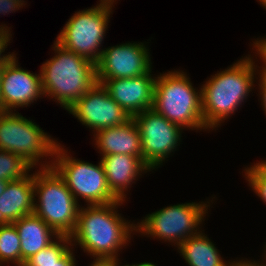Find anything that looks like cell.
<instances>
[{
	"label": "cell",
	"instance_id": "9a60e30c",
	"mask_svg": "<svg viewBox=\"0 0 266 266\" xmlns=\"http://www.w3.org/2000/svg\"><path fill=\"white\" fill-rule=\"evenodd\" d=\"M100 159L108 188L118 200L124 202L127 189L138 180L139 175L152 171L140 157L134 155L113 154Z\"/></svg>",
	"mask_w": 266,
	"mask_h": 266
},
{
	"label": "cell",
	"instance_id": "83f0119b",
	"mask_svg": "<svg viewBox=\"0 0 266 266\" xmlns=\"http://www.w3.org/2000/svg\"><path fill=\"white\" fill-rule=\"evenodd\" d=\"M73 247L53 266H76Z\"/></svg>",
	"mask_w": 266,
	"mask_h": 266
},
{
	"label": "cell",
	"instance_id": "74e56055",
	"mask_svg": "<svg viewBox=\"0 0 266 266\" xmlns=\"http://www.w3.org/2000/svg\"><path fill=\"white\" fill-rule=\"evenodd\" d=\"M16 1H18V2H20L22 5H26L27 3L24 1V0H16ZM25 3V4H24Z\"/></svg>",
	"mask_w": 266,
	"mask_h": 266
},
{
	"label": "cell",
	"instance_id": "8fae6325",
	"mask_svg": "<svg viewBox=\"0 0 266 266\" xmlns=\"http://www.w3.org/2000/svg\"><path fill=\"white\" fill-rule=\"evenodd\" d=\"M86 128L96 133L100 129L119 126L131 117L115 102L101 83H95L68 110Z\"/></svg>",
	"mask_w": 266,
	"mask_h": 266
},
{
	"label": "cell",
	"instance_id": "3957f363",
	"mask_svg": "<svg viewBox=\"0 0 266 266\" xmlns=\"http://www.w3.org/2000/svg\"><path fill=\"white\" fill-rule=\"evenodd\" d=\"M54 55L40 67L44 96L68 110L95 84L96 64L53 43Z\"/></svg>",
	"mask_w": 266,
	"mask_h": 266
},
{
	"label": "cell",
	"instance_id": "8992f818",
	"mask_svg": "<svg viewBox=\"0 0 266 266\" xmlns=\"http://www.w3.org/2000/svg\"><path fill=\"white\" fill-rule=\"evenodd\" d=\"M57 143L55 138L19 112H0V149L18 155L32 168L52 167L53 159L48 162L47 158H53Z\"/></svg>",
	"mask_w": 266,
	"mask_h": 266
},
{
	"label": "cell",
	"instance_id": "ac0fdd59",
	"mask_svg": "<svg viewBox=\"0 0 266 266\" xmlns=\"http://www.w3.org/2000/svg\"><path fill=\"white\" fill-rule=\"evenodd\" d=\"M13 224L21 241V266H24L29 258L47 247L59 236L34 213L23 216Z\"/></svg>",
	"mask_w": 266,
	"mask_h": 266
},
{
	"label": "cell",
	"instance_id": "6da1fadb",
	"mask_svg": "<svg viewBox=\"0 0 266 266\" xmlns=\"http://www.w3.org/2000/svg\"><path fill=\"white\" fill-rule=\"evenodd\" d=\"M123 202L80 206L75 230L70 235L72 246L79 245L93 259H118L117 253L130 243L131 233H136V224L118 213Z\"/></svg>",
	"mask_w": 266,
	"mask_h": 266
},
{
	"label": "cell",
	"instance_id": "d4e9b609",
	"mask_svg": "<svg viewBox=\"0 0 266 266\" xmlns=\"http://www.w3.org/2000/svg\"><path fill=\"white\" fill-rule=\"evenodd\" d=\"M260 39V40H259ZM257 38L255 41H253V46L254 48V53L262 60L263 64L261 67V70H259V74H264L266 75V37L262 38Z\"/></svg>",
	"mask_w": 266,
	"mask_h": 266
},
{
	"label": "cell",
	"instance_id": "30bf717a",
	"mask_svg": "<svg viewBox=\"0 0 266 266\" xmlns=\"http://www.w3.org/2000/svg\"><path fill=\"white\" fill-rule=\"evenodd\" d=\"M132 118L141 137L142 160L151 170L157 169L171 152L177 150L183 128L170 122L153 108Z\"/></svg>",
	"mask_w": 266,
	"mask_h": 266
},
{
	"label": "cell",
	"instance_id": "4dcf8cb0",
	"mask_svg": "<svg viewBox=\"0 0 266 266\" xmlns=\"http://www.w3.org/2000/svg\"><path fill=\"white\" fill-rule=\"evenodd\" d=\"M6 63H0V85H1V79L3 75V71L5 68ZM0 112H2V101H1V94H0Z\"/></svg>",
	"mask_w": 266,
	"mask_h": 266
},
{
	"label": "cell",
	"instance_id": "5bb4252c",
	"mask_svg": "<svg viewBox=\"0 0 266 266\" xmlns=\"http://www.w3.org/2000/svg\"><path fill=\"white\" fill-rule=\"evenodd\" d=\"M151 73L131 78L96 80L132 118L153 108L156 77Z\"/></svg>",
	"mask_w": 266,
	"mask_h": 266
},
{
	"label": "cell",
	"instance_id": "4fadbf2b",
	"mask_svg": "<svg viewBox=\"0 0 266 266\" xmlns=\"http://www.w3.org/2000/svg\"><path fill=\"white\" fill-rule=\"evenodd\" d=\"M16 55L9 60L4 68L0 94L2 112H13L19 107H29V104L44 97L41 74L31 73L19 67Z\"/></svg>",
	"mask_w": 266,
	"mask_h": 266
},
{
	"label": "cell",
	"instance_id": "52a82bcc",
	"mask_svg": "<svg viewBox=\"0 0 266 266\" xmlns=\"http://www.w3.org/2000/svg\"><path fill=\"white\" fill-rule=\"evenodd\" d=\"M174 204L157 210L136 223V234L174 243L178 247L183 241L198 233L205 221L210 201ZM209 205H208V204ZM176 244V245H175Z\"/></svg>",
	"mask_w": 266,
	"mask_h": 266
},
{
	"label": "cell",
	"instance_id": "ffe728a7",
	"mask_svg": "<svg viewBox=\"0 0 266 266\" xmlns=\"http://www.w3.org/2000/svg\"><path fill=\"white\" fill-rule=\"evenodd\" d=\"M72 247L70 236L59 235L51 244L29 258L24 266H53Z\"/></svg>",
	"mask_w": 266,
	"mask_h": 266
},
{
	"label": "cell",
	"instance_id": "4316f807",
	"mask_svg": "<svg viewBox=\"0 0 266 266\" xmlns=\"http://www.w3.org/2000/svg\"><path fill=\"white\" fill-rule=\"evenodd\" d=\"M259 78L260 79H258V81H259V83H258V89L260 90L259 91V97H261L260 99V101H261V105H262V107H263V111H265L264 113H265V115H266V75H264V74H259Z\"/></svg>",
	"mask_w": 266,
	"mask_h": 266
},
{
	"label": "cell",
	"instance_id": "2e32d148",
	"mask_svg": "<svg viewBox=\"0 0 266 266\" xmlns=\"http://www.w3.org/2000/svg\"><path fill=\"white\" fill-rule=\"evenodd\" d=\"M34 173L8 182L0 196V225H9L34 213Z\"/></svg>",
	"mask_w": 266,
	"mask_h": 266
},
{
	"label": "cell",
	"instance_id": "1f68e13d",
	"mask_svg": "<svg viewBox=\"0 0 266 266\" xmlns=\"http://www.w3.org/2000/svg\"><path fill=\"white\" fill-rule=\"evenodd\" d=\"M119 258L118 259H109V266H133L132 265H129V264H126V265H120V262H119Z\"/></svg>",
	"mask_w": 266,
	"mask_h": 266
},
{
	"label": "cell",
	"instance_id": "d6a6232c",
	"mask_svg": "<svg viewBox=\"0 0 266 266\" xmlns=\"http://www.w3.org/2000/svg\"><path fill=\"white\" fill-rule=\"evenodd\" d=\"M8 181L0 180V196L4 192Z\"/></svg>",
	"mask_w": 266,
	"mask_h": 266
},
{
	"label": "cell",
	"instance_id": "f546056e",
	"mask_svg": "<svg viewBox=\"0 0 266 266\" xmlns=\"http://www.w3.org/2000/svg\"><path fill=\"white\" fill-rule=\"evenodd\" d=\"M90 266H109V259H94Z\"/></svg>",
	"mask_w": 266,
	"mask_h": 266
},
{
	"label": "cell",
	"instance_id": "8d00e7d4",
	"mask_svg": "<svg viewBox=\"0 0 266 266\" xmlns=\"http://www.w3.org/2000/svg\"><path fill=\"white\" fill-rule=\"evenodd\" d=\"M258 2H260L262 7H264L266 9V0H258Z\"/></svg>",
	"mask_w": 266,
	"mask_h": 266
},
{
	"label": "cell",
	"instance_id": "cb8c5ba5",
	"mask_svg": "<svg viewBox=\"0 0 266 266\" xmlns=\"http://www.w3.org/2000/svg\"><path fill=\"white\" fill-rule=\"evenodd\" d=\"M10 37L12 38L10 28L4 24L0 25V63H7L16 55L15 52H9L8 55L2 54L9 45L10 40H12Z\"/></svg>",
	"mask_w": 266,
	"mask_h": 266
},
{
	"label": "cell",
	"instance_id": "5b68a950",
	"mask_svg": "<svg viewBox=\"0 0 266 266\" xmlns=\"http://www.w3.org/2000/svg\"><path fill=\"white\" fill-rule=\"evenodd\" d=\"M34 197V214L58 235L70 236L77 224L80 204L53 167L35 171Z\"/></svg>",
	"mask_w": 266,
	"mask_h": 266
},
{
	"label": "cell",
	"instance_id": "e575fe53",
	"mask_svg": "<svg viewBox=\"0 0 266 266\" xmlns=\"http://www.w3.org/2000/svg\"><path fill=\"white\" fill-rule=\"evenodd\" d=\"M133 266H157L155 265L154 263H151V262H141V263H136V264H133Z\"/></svg>",
	"mask_w": 266,
	"mask_h": 266
},
{
	"label": "cell",
	"instance_id": "ba28073f",
	"mask_svg": "<svg viewBox=\"0 0 266 266\" xmlns=\"http://www.w3.org/2000/svg\"><path fill=\"white\" fill-rule=\"evenodd\" d=\"M113 5L99 3L92 8L76 11L62 28L56 42L65 49L97 64L102 55Z\"/></svg>",
	"mask_w": 266,
	"mask_h": 266
},
{
	"label": "cell",
	"instance_id": "484cf974",
	"mask_svg": "<svg viewBox=\"0 0 266 266\" xmlns=\"http://www.w3.org/2000/svg\"><path fill=\"white\" fill-rule=\"evenodd\" d=\"M23 8V5L16 0H0V14H9Z\"/></svg>",
	"mask_w": 266,
	"mask_h": 266
},
{
	"label": "cell",
	"instance_id": "836d02e7",
	"mask_svg": "<svg viewBox=\"0 0 266 266\" xmlns=\"http://www.w3.org/2000/svg\"><path fill=\"white\" fill-rule=\"evenodd\" d=\"M256 164L266 173V160L258 161Z\"/></svg>",
	"mask_w": 266,
	"mask_h": 266
},
{
	"label": "cell",
	"instance_id": "f1b7e54d",
	"mask_svg": "<svg viewBox=\"0 0 266 266\" xmlns=\"http://www.w3.org/2000/svg\"><path fill=\"white\" fill-rule=\"evenodd\" d=\"M229 266H260V261H251V260H247V259H240L239 261H231V264Z\"/></svg>",
	"mask_w": 266,
	"mask_h": 266
},
{
	"label": "cell",
	"instance_id": "d590c367",
	"mask_svg": "<svg viewBox=\"0 0 266 266\" xmlns=\"http://www.w3.org/2000/svg\"><path fill=\"white\" fill-rule=\"evenodd\" d=\"M101 3H104V4H110V5H113L114 6V3L117 1V0H99Z\"/></svg>",
	"mask_w": 266,
	"mask_h": 266
},
{
	"label": "cell",
	"instance_id": "d6986e66",
	"mask_svg": "<svg viewBox=\"0 0 266 266\" xmlns=\"http://www.w3.org/2000/svg\"><path fill=\"white\" fill-rule=\"evenodd\" d=\"M177 250L189 266H229L231 264L230 261H224L215 244L204 232L202 233V230L183 241Z\"/></svg>",
	"mask_w": 266,
	"mask_h": 266
},
{
	"label": "cell",
	"instance_id": "7c38bea8",
	"mask_svg": "<svg viewBox=\"0 0 266 266\" xmlns=\"http://www.w3.org/2000/svg\"><path fill=\"white\" fill-rule=\"evenodd\" d=\"M149 47L142 42H125L103 49L96 64V79L137 77L152 72Z\"/></svg>",
	"mask_w": 266,
	"mask_h": 266
},
{
	"label": "cell",
	"instance_id": "e0dca14e",
	"mask_svg": "<svg viewBox=\"0 0 266 266\" xmlns=\"http://www.w3.org/2000/svg\"><path fill=\"white\" fill-rule=\"evenodd\" d=\"M93 136L102 156L125 154L142 159L141 137L133 118L122 125L100 129Z\"/></svg>",
	"mask_w": 266,
	"mask_h": 266
},
{
	"label": "cell",
	"instance_id": "603a6c76",
	"mask_svg": "<svg viewBox=\"0 0 266 266\" xmlns=\"http://www.w3.org/2000/svg\"><path fill=\"white\" fill-rule=\"evenodd\" d=\"M243 171L249 187L266 204V173L256 163L246 167Z\"/></svg>",
	"mask_w": 266,
	"mask_h": 266
},
{
	"label": "cell",
	"instance_id": "ab89813d",
	"mask_svg": "<svg viewBox=\"0 0 266 266\" xmlns=\"http://www.w3.org/2000/svg\"><path fill=\"white\" fill-rule=\"evenodd\" d=\"M264 255H265L264 258L266 260V245H265Z\"/></svg>",
	"mask_w": 266,
	"mask_h": 266
},
{
	"label": "cell",
	"instance_id": "7402d4cb",
	"mask_svg": "<svg viewBox=\"0 0 266 266\" xmlns=\"http://www.w3.org/2000/svg\"><path fill=\"white\" fill-rule=\"evenodd\" d=\"M32 170L33 168L18 155L0 149V180L17 181Z\"/></svg>",
	"mask_w": 266,
	"mask_h": 266
},
{
	"label": "cell",
	"instance_id": "f35d334b",
	"mask_svg": "<svg viewBox=\"0 0 266 266\" xmlns=\"http://www.w3.org/2000/svg\"><path fill=\"white\" fill-rule=\"evenodd\" d=\"M262 262L264 263V260L263 261L261 260L260 266H266V261L264 264Z\"/></svg>",
	"mask_w": 266,
	"mask_h": 266
},
{
	"label": "cell",
	"instance_id": "7a4b0ae2",
	"mask_svg": "<svg viewBox=\"0 0 266 266\" xmlns=\"http://www.w3.org/2000/svg\"><path fill=\"white\" fill-rule=\"evenodd\" d=\"M253 59L251 54L240 58L227 69L211 75L200 87L202 115L207 130L221 126L247 100L255 87L256 74H259V66Z\"/></svg>",
	"mask_w": 266,
	"mask_h": 266
},
{
	"label": "cell",
	"instance_id": "9c48e42d",
	"mask_svg": "<svg viewBox=\"0 0 266 266\" xmlns=\"http://www.w3.org/2000/svg\"><path fill=\"white\" fill-rule=\"evenodd\" d=\"M64 148L57 143L52 167L64 179L77 202L79 197L86 201V205H106L119 201L108 188L101 162L94 165L76 159Z\"/></svg>",
	"mask_w": 266,
	"mask_h": 266
},
{
	"label": "cell",
	"instance_id": "44dd1931",
	"mask_svg": "<svg viewBox=\"0 0 266 266\" xmlns=\"http://www.w3.org/2000/svg\"><path fill=\"white\" fill-rule=\"evenodd\" d=\"M21 266V241L15 225H0V265Z\"/></svg>",
	"mask_w": 266,
	"mask_h": 266
},
{
	"label": "cell",
	"instance_id": "277c9868",
	"mask_svg": "<svg viewBox=\"0 0 266 266\" xmlns=\"http://www.w3.org/2000/svg\"><path fill=\"white\" fill-rule=\"evenodd\" d=\"M153 109L183 129H207L202 115L201 88L196 90L181 70L157 75Z\"/></svg>",
	"mask_w": 266,
	"mask_h": 266
}]
</instances>
